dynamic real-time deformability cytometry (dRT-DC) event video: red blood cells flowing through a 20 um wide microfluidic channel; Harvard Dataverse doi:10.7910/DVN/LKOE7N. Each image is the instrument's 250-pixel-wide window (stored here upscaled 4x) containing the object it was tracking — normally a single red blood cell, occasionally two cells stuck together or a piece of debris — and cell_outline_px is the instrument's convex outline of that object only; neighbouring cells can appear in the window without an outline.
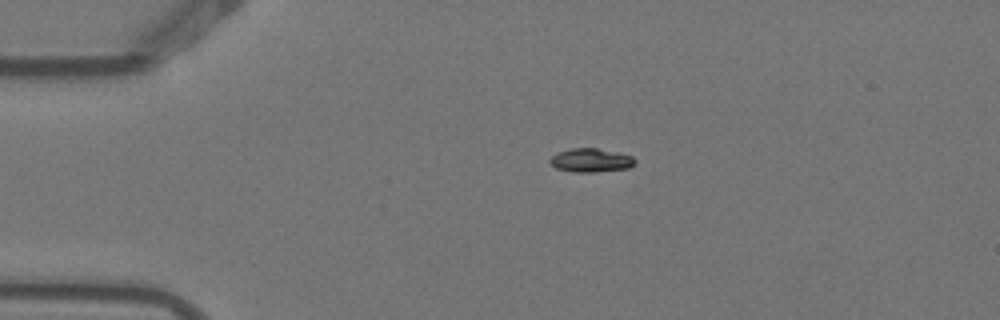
{"species": "Egyptian fruit bat (a non-hibernating species)", "species_latin": "Rousettus aegyptiacus", "temperature_condition": "warm", "stored_images_in_passage": 2, "camera_frame_rate_fps": 3000, "um_per_image_px": 0.085, "animal": {"sex": "female"}, "frame": {"image": 1, "passage_image": 1, "time_ms": 0.0, "image_size_px": [1000, 320], "cell_outline_px": [[636, 164], [628, 168], [592, 172], [576, 172], [556, 168], [548, 160], [552, 156], [560, 152], [572, 148], [596, 148], [616, 152], [632, 156], [636, 160]], "centroid_in_image_um": [50.25, 13.62], "position_along_channel_um": 34.8, "area_um2": 11.56}}